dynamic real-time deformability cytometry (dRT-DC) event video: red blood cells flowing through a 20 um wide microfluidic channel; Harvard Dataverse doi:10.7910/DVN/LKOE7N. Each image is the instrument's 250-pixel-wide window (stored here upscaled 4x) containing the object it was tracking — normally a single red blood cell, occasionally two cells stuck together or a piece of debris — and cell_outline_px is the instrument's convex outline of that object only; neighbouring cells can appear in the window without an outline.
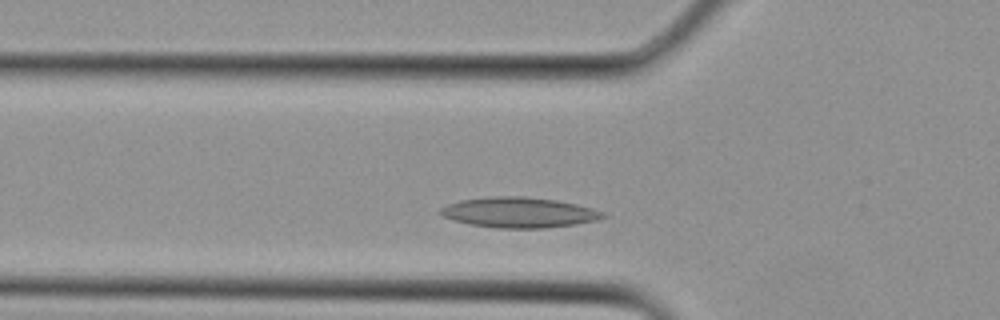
{"species": "Egyptian fruit bat (a non-hibernating species)", "species_latin": "Rousettus aegyptiacus", "temperature_condition": "cold", "stored_images_in_passage": 27, "camera_frame_rate_fps": 3000, "um_per_image_px": 0.085, "animal": {"sex": "female"}, "frame": {"image": 1, "passage_image": 5, "time_ms": 1.333, "image_size_px": [1000, 320], "cell_outline_px": [[608, 216], [600, 220], [576, 224], [544, 228], [496, 228], [472, 224], [456, 220], [444, 216], [436, 212], [440, 208], [448, 204], [460, 200], [492, 196], [524, 196], [556, 200], [576, 204], [592, 208], [604, 212]], "centroid_in_image_um": [44.16, 18.05], "position_along_channel_um": 81.6, "area_um2": 28.78}}
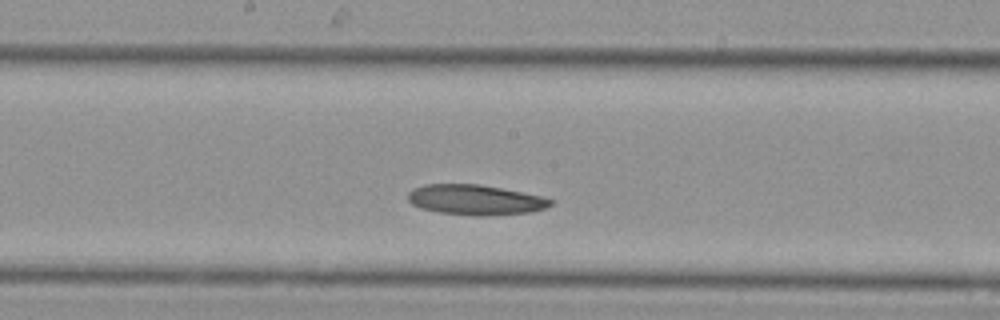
{"frame": {"image": 2, "passage_image": 11, "time_ms": 3.333, "image_size_px": [1000, 320], "cell_outline_px": [[552, 204], [544, 208], [532, 212], [488, 216], [476, 216], [436, 212], [420, 208], [412, 204], [408, 200], [408, 192], [412, 188], [428, 184], [480, 184], [540, 196], [552, 200]], "centroid_in_image_um": [40.35, 16.99], "position_along_channel_um": 207.8, "area_um2": 25.09}}
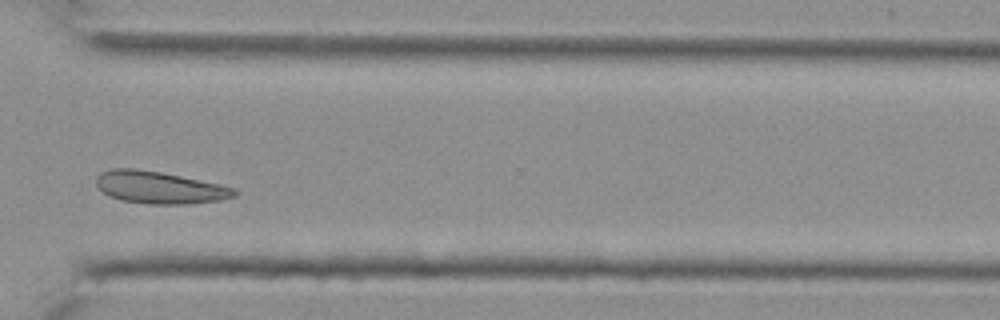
{"frame": {"image": 3, "passage_image": 18, "time_ms": 5.667, "image_size_px": [1000, 320], "cell_outline_px": [[240, 192], [236, 196], [220, 200], [188, 204], [148, 204], [120, 200], [108, 196], [96, 184], [96, 176], [100, 172], [112, 168], [136, 168], [160, 172], [220, 184], [236, 188]], "centroid_in_image_um": [13.57, 15.94], "position_along_channel_um": 357.0, "area_um2": 26.13}}